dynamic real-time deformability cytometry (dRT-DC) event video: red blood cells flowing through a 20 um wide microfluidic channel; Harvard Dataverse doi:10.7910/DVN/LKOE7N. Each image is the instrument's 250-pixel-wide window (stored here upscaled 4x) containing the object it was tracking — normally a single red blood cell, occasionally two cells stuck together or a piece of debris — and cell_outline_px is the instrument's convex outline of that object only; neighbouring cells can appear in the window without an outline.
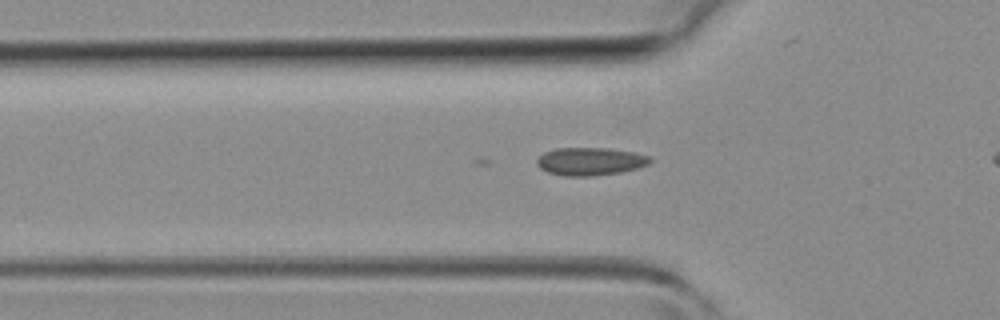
{"species": "common noctule bat (a hibernating species)", "species_latin": "Nyctalus noctula", "temperature_condition": "room temperature", "stored_images_in_passage": 31, "camera_frame_rate_fps": 3000, "um_per_image_px": 0.085, "animal": {"sex": "female", "body_mass_g": 19.3, "forearm_length_mm": 54.1}, "frame": {"image": 1, "passage_image": 9, "time_ms": 2.667, "image_size_px": [1000, 320], "cell_outline_px": [[652, 160], [648, 164], [636, 168], [620, 172], [592, 176], [564, 176], [548, 172], [540, 168], [536, 164], [536, 160], [544, 152], [556, 148], [608, 148], [632, 152], [648, 156]], "centroid_in_image_um": [50.13, 13.72], "position_along_channel_um": 75.7, "area_um2": 18.26}}
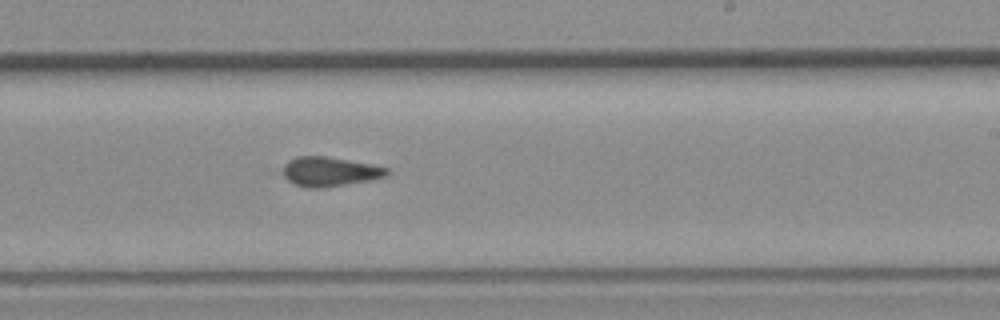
{"frame": {"image": 2, "passage_image": 21, "time_ms": 6.667, "image_size_px": [1000, 320], "cell_outline_px": [[388, 176], [368, 180], [324, 188], [308, 188], [296, 184], [288, 180], [284, 176], [284, 164], [288, 160], [296, 156], [324, 156], [368, 164], [388, 168]], "centroid_in_image_um": [27.99, 14.59], "position_along_channel_um": 261.0, "area_um2": 17.51}}
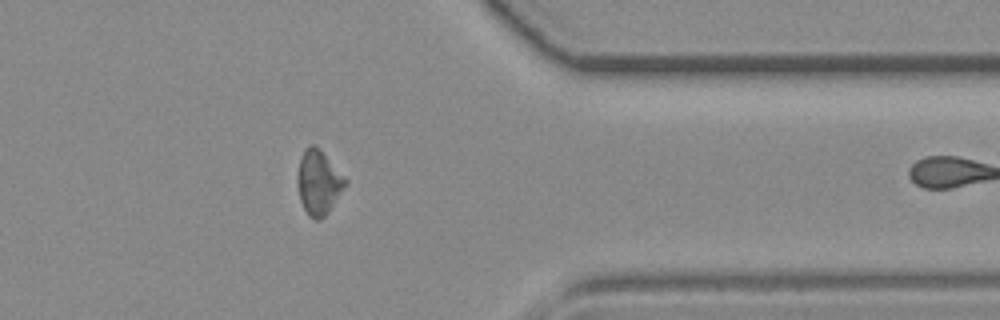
{"frame": {"image": 3, "passage_image": 30, "time_ms": 9.667, "image_size_px": [1000, 320], "cell_outline_px": [[348, 184], [328, 212], [320, 220], [316, 220], [308, 216], [300, 200], [296, 184], [296, 176], [300, 156], [304, 148], [312, 144], [320, 148], [348, 180]], "centroid_in_image_um": [27.07, 15.49], "position_along_channel_um": 384.3, "area_um2": 18.38}}